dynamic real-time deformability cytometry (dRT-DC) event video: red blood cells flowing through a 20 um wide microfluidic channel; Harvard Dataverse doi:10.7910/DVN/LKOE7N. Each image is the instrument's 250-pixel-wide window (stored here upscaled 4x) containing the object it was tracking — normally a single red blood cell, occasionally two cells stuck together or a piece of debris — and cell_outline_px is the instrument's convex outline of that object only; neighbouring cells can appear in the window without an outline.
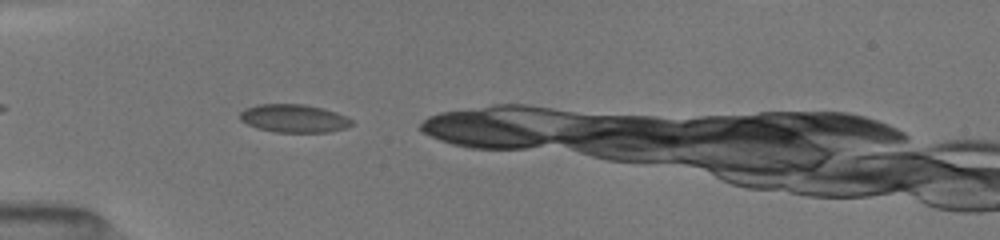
{"species": "common noctule bat (a hibernating species)", "species_latin": "Nyctalus noctula", "temperature_condition": "room temperature", "stored_images_in_passage": 11, "camera_frame_rate_fps": 3000, "um_per_image_px": 0.085, "animal": {"sex": "female", "body_mass_g": 19.5, "forearm_length_mm": 54.1}, "frame": {"image": 1, "passage_image": 1, "time_ms": 0.0, "image_size_px": [1000, 240], "cell_outline_px": [[352, 124], [344, 128], [328, 132], [276, 132], [256, 128], [240, 120], [240, 112], [244, 108], [260, 104], [304, 104], [336, 112], [352, 120]], "centroid_in_image_um": [24.94, 10.06], "position_along_channel_um": 60.1, "area_um2": 18.15}}